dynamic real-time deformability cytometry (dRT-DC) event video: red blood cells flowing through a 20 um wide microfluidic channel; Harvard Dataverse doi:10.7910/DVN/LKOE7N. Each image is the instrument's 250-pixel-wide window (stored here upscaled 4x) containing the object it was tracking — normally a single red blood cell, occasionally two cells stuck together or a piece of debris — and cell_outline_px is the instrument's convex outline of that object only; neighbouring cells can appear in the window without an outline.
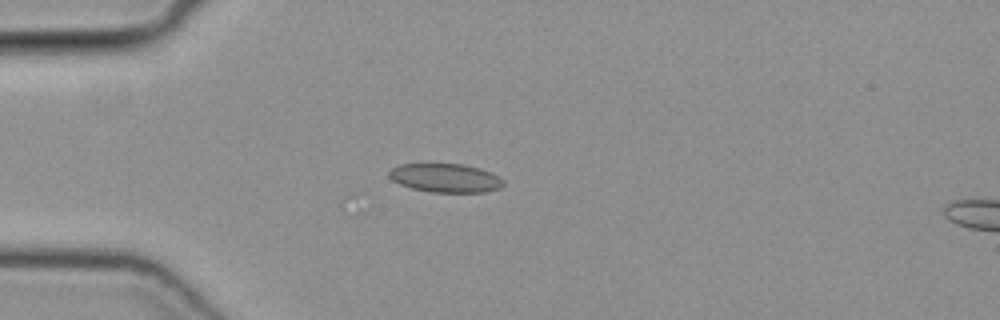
{"species": "common noctule bat (a hibernating species)", "species_latin": "Nyctalus noctula", "temperature_condition": "cold", "stored_images_in_passage": 37, "camera_frame_rate_fps": 3000, "um_per_image_px": 0.085, "animal": {"sex": "female", "body_mass_g": 19.3, "forearm_length_mm": 54.1}, "frame": {"image": 1, "passage_image": 1, "time_ms": 0.0, "image_size_px": [1000, 320], "cell_outline_px": [[504, 184], [500, 188], [484, 192], [432, 192], [412, 188], [400, 184], [392, 180], [388, 176], [388, 172], [392, 168], [400, 164], [464, 164], [480, 168], [492, 172], [500, 176], [504, 180]], "centroid_in_image_um": [37.89, 15.12], "position_along_channel_um": 47.1, "area_um2": 19.25}}
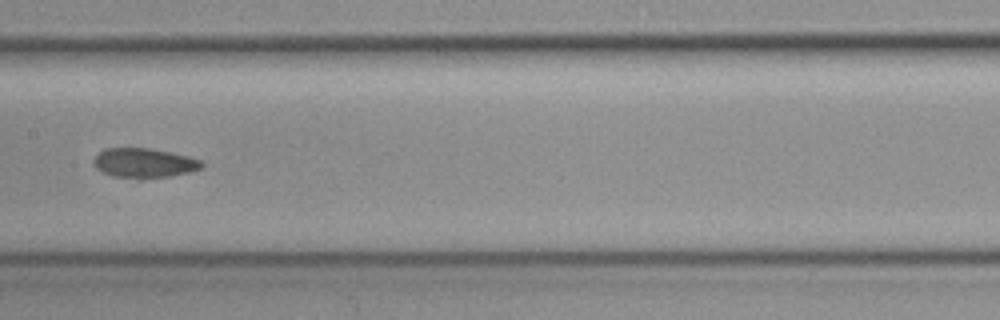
{"frame": {"image": 2, "passage_image": 13, "time_ms": 4.0, "image_size_px": [1000, 320], "cell_outline_px": [[204, 164], [200, 168], [188, 172], [168, 176], [144, 180], [136, 180], [112, 176], [96, 168], [92, 164], [92, 160], [104, 148], [148, 148], [188, 156], [200, 160]], "centroid_in_image_um": [12.19, 13.88], "position_along_channel_um": 195.2, "area_um2": 18.79}}
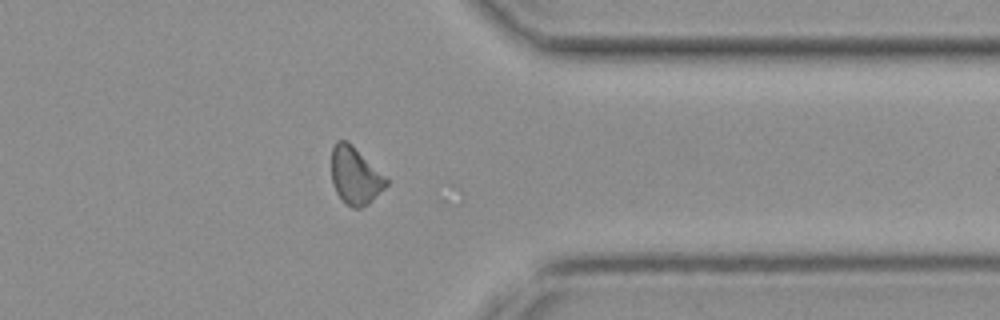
{"frame": {"image": 3, "passage_image": 27, "time_ms": 8.667, "image_size_px": [1000, 320], "cell_outline_px": [[388, 184], [368, 204], [360, 208], [352, 208], [344, 204], [336, 192], [332, 184], [332, 148], [336, 140], [344, 140], [352, 144], [388, 176]], "centroid_in_image_um": [30.21, 14.93], "position_along_channel_um": 381.2, "area_um2": 18.67}}